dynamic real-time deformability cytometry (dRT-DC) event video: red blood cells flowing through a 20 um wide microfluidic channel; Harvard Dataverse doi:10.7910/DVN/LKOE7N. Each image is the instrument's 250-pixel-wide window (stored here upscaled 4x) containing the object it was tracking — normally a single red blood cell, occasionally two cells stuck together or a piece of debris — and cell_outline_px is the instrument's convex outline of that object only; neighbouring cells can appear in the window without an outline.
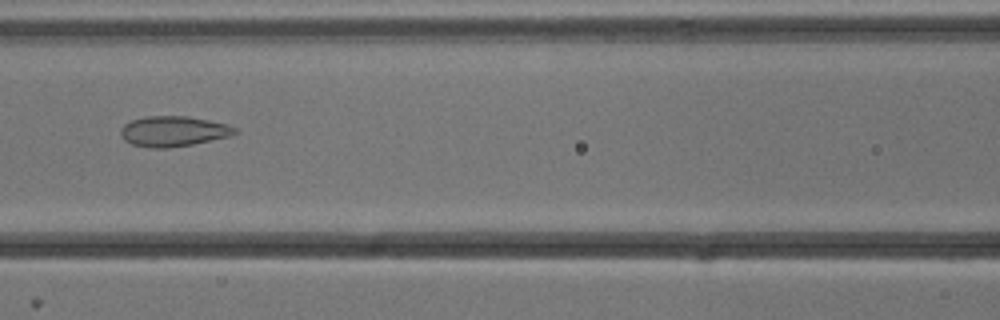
{"species": "common noctule bat (a hibernating species)", "species_latin": "Nyctalus noctula", "temperature_condition": "cold", "stored_images_in_passage": 53, "camera_frame_rate_fps": 3000, "um_per_image_px": 0.085, "animal": {"sex": "male", "body_mass_g": 13.3}, "frame": {"image": 1, "passage_image": 23, "time_ms": 7.333, "image_size_px": [1000, 320], "cell_outline_px": [[236, 132], [232, 136], [192, 144], [168, 148], [148, 148], [132, 144], [124, 140], [120, 136], [120, 128], [124, 124], [132, 120], [144, 116], [188, 116], [228, 124], [236, 128]], "centroid_in_image_um": [14.71, 11.16], "position_along_channel_um": 151.9, "area_um2": 20.35}}
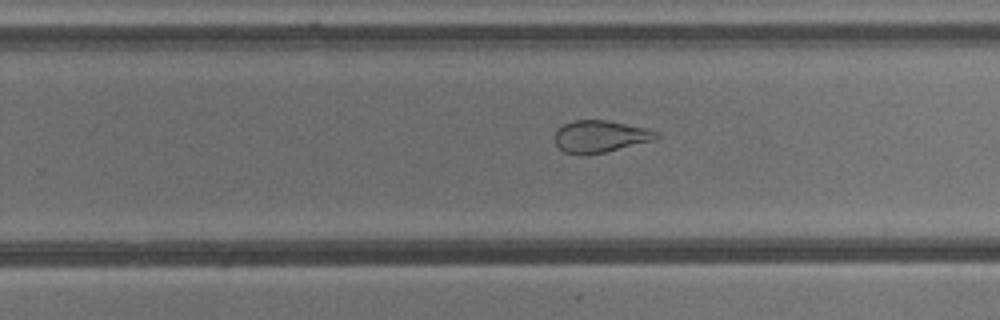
{"frame": {"image": 2, "passage_image": 33, "time_ms": 10.667, "image_size_px": [1000, 320], "cell_outline_px": [[660, 136], [652, 140], [604, 152], [564, 152], [556, 144], [556, 128], [564, 124], [576, 120], [604, 120], [648, 128], [660, 132]], "centroid_in_image_um": [51.05, 11.55], "position_along_channel_um": 278.7, "area_um2": 18.26}}
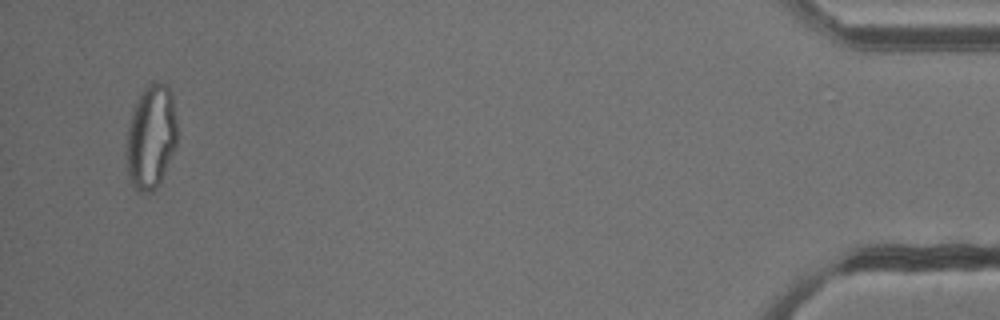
{"frame": {"image": 3, "passage_image": 51, "time_ms": 16.667, "image_size_px": [1000, 320], "cell_outline_px": [[176, 144], [160, 184], [152, 192], [140, 192], [132, 184], [128, 176], [124, 152], [124, 148], [128, 128], [132, 112], [136, 100], [144, 88], [152, 80], [156, 80], [164, 84], [172, 92], [176, 120]], "centroid_in_image_um": [12.81, 11.64], "position_along_channel_um": 422.4, "area_um2": 31.27}, "authors_computed_cell_mechanics": {"area_um2": 26.877, "velocity_mm_per_s": 3.8314, "shape_relaxation_time_tau1_ms": null, "shape_relaxation_time_tau2_ms": 1.5339, "deformation_change_tau1": null, "deformation_change_tau2": 0.0782}}